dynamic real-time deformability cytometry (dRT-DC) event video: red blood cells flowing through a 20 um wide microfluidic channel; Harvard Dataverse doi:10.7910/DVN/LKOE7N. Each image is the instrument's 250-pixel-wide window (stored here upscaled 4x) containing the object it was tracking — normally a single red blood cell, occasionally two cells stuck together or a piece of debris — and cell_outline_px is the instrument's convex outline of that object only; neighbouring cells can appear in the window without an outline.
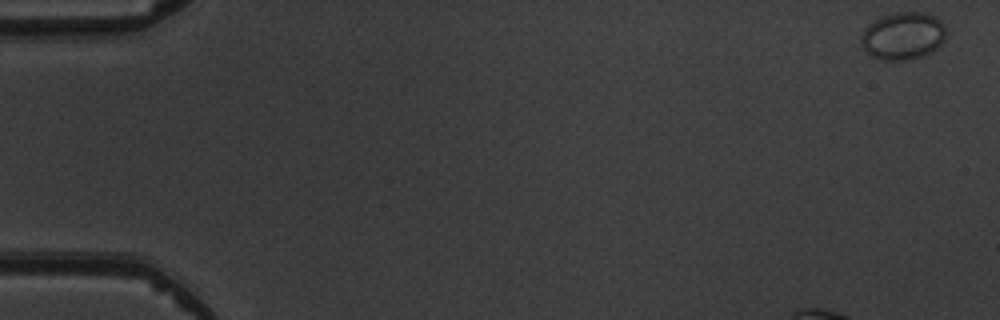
{"species": "common noctule bat (a hibernating species)", "species_latin": "Nyctalus noctula", "temperature_condition": "warm", "stored_images_in_passage": 11, "camera_frame_rate_fps": 3000, "um_per_image_px": 0.085, "animal": {"sex": "male", "body_mass_g": 19.5, "forearm_length_mm": 54.6}, "frame": {"image": 1, "passage_image": 1, "time_ms": 0.0, "image_size_px": [1000, 320], "cell_outline_px": [[948, 32], [944, 40], [936, 48], [920, 56], [904, 60], [880, 60], [872, 56], [860, 44], [860, 36], [868, 24], [884, 16], [896, 12], [928, 12], [936, 16], [944, 24]], "centroid_in_image_um": [76.77, 3.03], "position_along_channel_um": 8.2, "area_um2": 23.58}}
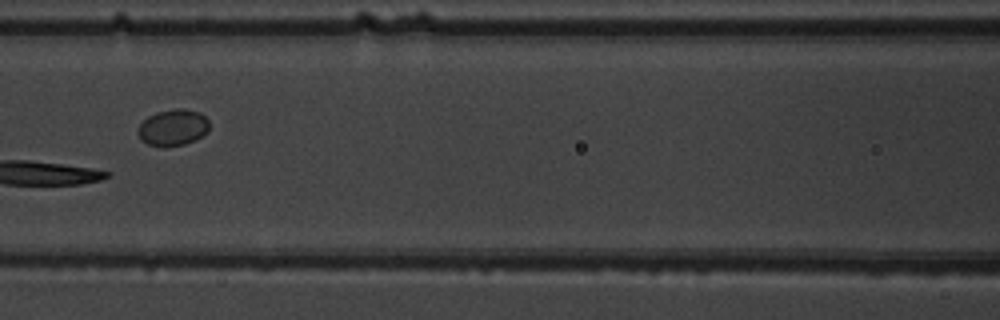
{"frame": {"image": 2, "passage_image": 7, "time_ms": 7.667, "image_size_px": [1000, 320], "cell_outline_px": [[208, 132], [184, 144], [148, 144], [140, 140], [136, 132], [136, 128], [148, 116], [156, 112], [176, 108], [180, 108], [200, 112], [208, 120]], "centroid_in_image_um": [14.67, 10.79], "position_along_channel_um": 151.9, "area_um2": 14.74}}
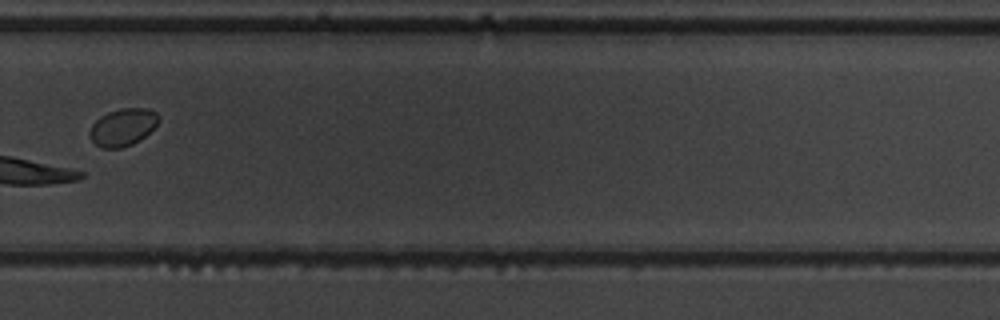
{"frame": {"image": 3, "passage_image": 11, "time_ms": 12.0, "image_size_px": [1000, 320], "cell_outline_px": [[160, 120], [140, 140], [132, 144], [120, 148], [100, 148], [92, 140], [88, 132], [92, 124], [100, 116], [108, 112], [120, 108], [148, 108], [156, 112], [160, 116]], "centroid_in_image_um": [10.43, 10.8], "position_along_channel_um": 319.4, "area_um2": 15.03}}